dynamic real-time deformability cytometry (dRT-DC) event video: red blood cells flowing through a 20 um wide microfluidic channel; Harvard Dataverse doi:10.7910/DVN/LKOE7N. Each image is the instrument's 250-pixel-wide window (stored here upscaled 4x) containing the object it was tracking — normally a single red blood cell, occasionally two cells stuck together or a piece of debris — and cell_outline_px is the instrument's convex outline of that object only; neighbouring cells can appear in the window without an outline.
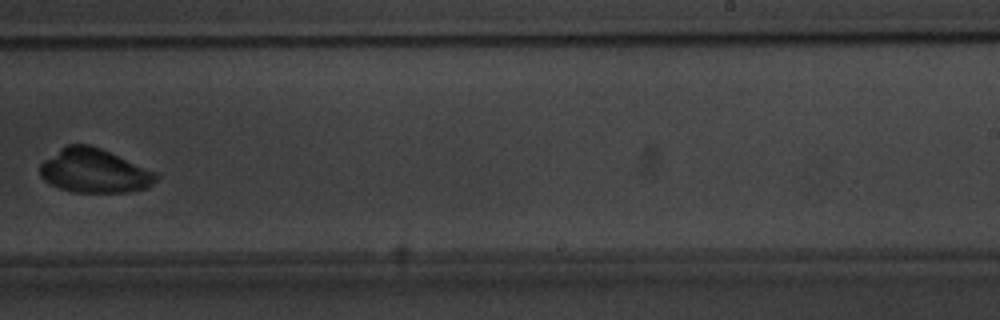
{"species": "common noctule bat (a hibernating species)", "species_latin": "Nyctalus noctula", "temperature_condition": "warm", "stored_images_in_passage": 10, "camera_frame_rate_fps": 3000, "um_per_image_px": 0.085, "animal": {"sex": "male", "body_mass_g": 20.1, "forearm_length_mm": 53.5}, "frame": {"image": 1, "passage_image": 10, "time_ms": 10.667, "image_size_px": [1000, 320], "cell_outline_px": [[160, 176], [148, 188], [128, 192], [72, 192], [60, 188], [44, 180], [40, 176], [40, 164], [44, 160], [60, 148], [68, 144], [88, 144], [100, 148], [156, 172]], "centroid_in_image_um": [8.02, 14.53], "position_along_channel_um": 281.0, "area_um2": 29.65}}